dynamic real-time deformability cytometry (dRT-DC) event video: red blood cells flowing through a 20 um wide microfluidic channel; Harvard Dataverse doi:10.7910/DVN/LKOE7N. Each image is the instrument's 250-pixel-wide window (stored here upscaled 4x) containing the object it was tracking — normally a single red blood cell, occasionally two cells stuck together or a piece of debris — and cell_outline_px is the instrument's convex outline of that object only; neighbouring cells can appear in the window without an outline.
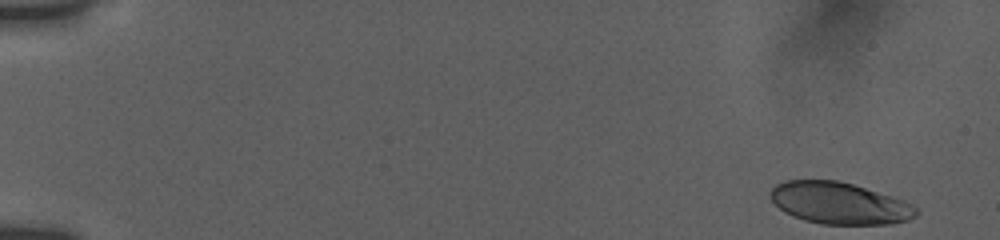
{"species": "human", "species_latin": "Homo sapiens", "temperature_condition": "room temperature", "stored_images_in_passage": 40, "camera_frame_rate_fps": 3000, "um_per_image_px": 0.085, "donor": {"sex": "female"}, "frame": {"image": 1, "passage_image": 1, "time_ms": 0.0, "image_size_px": [1000, 240], "cell_outline_px": [[920, 212], [916, 216], [908, 220], [892, 224], [820, 224], [804, 220], [792, 216], [784, 212], [768, 196], [768, 192], [776, 184], [788, 180], [836, 180], [852, 184], [892, 196], [904, 200], [912, 204]], "centroid_in_image_um": [71.34, 17.27], "position_along_channel_um": 13.7, "area_um2": 35.6}}
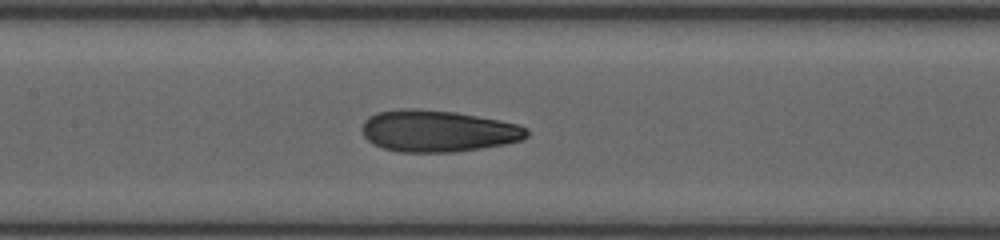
{"frame": {"image": 2, "passage_image": 22, "time_ms": 8.333, "image_size_px": [1000, 240], "cell_outline_px": [[528, 136], [524, 140], [504, 144], [480, 148], [452, 152], [400, 152], [384, 148], [372, 144], [364, 136], [364, 120], [368, 116], [376, 112], [404, 108], [412, 108], [456, 112], [500, 120], [516, 124], [528, 128]], "centroid_in_image_um": [37.23, 11.13], "position_along_channel_um": 170.2, "area_um2": 40.0}}
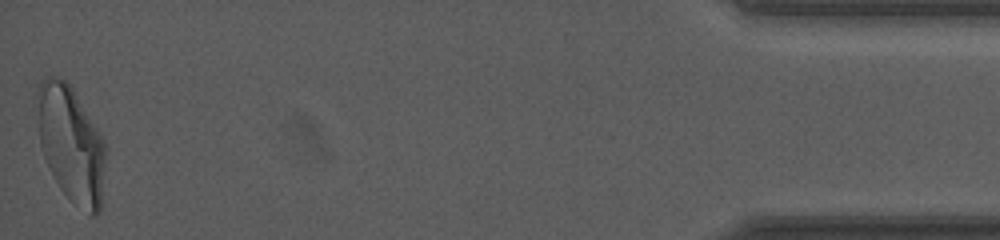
{"frame": {"image": 3, "passage_image": 40, "time_ms": 17.333, "image_size_px": [1000, 240], "cell_outline_px": [[108, 148], [100, 212], [96, 216], [92, 216], [68, 196], [60, 188], [52, 176], [44, 156], [40, 144], [40, 80], [48, 76], [60, 76], [72, 88], [104, 140]], "centroid_in_image_um": [6.11, 12.3], "position_along_channel_um": 429.1, "area_um2": 45.37}, "authors_computed_cell_mechanics": {"area_um2": 39.0728, "velocity_mm_per_s": 3.7898, "shape_relaxation_time_tau1_ms": 5.8278, "shape_relaxation_time_tau2_ms": 1.235, "deformation_change_tau1": 0.2071, "deformation_change_tau2": 0.0819}}